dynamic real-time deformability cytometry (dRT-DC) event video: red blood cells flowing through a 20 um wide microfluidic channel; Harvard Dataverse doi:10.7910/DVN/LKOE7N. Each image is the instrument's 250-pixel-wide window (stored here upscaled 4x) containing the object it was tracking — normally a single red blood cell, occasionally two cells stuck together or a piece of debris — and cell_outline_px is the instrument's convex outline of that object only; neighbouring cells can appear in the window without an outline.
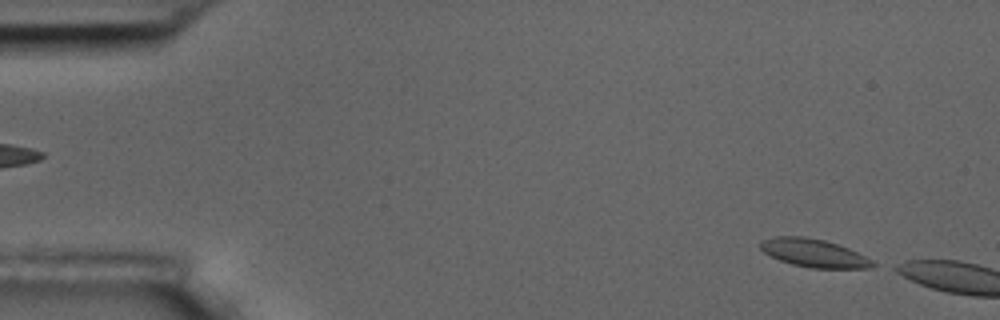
{"species": "common noctule bat (a hibernating species)", "species_latin": "Nyctalus noctula", "temperature_condition": "room temperature", "stored_images_in_passage": 6, "segment_of_instrument_passage": [2, 2], "camera_frame_rate_fps": 3000, "um_per_image_px": 0.085, "animal": {"sex": "male", "body_mass_g": 17.5, "forearm_length_mm": 52.3}, "frame": {"image": 1, "passage_image": 6, "time_ms": 5.667, "image_size_px": [1000, 320], "cell_outline_px": [[880, 264], [872, 268], [808, 268], [792, 264], [780, 260], [764, 252], [760, 248], [760, 240], [772, 236], [804, 236], [824, 240], [848, 248]], "centroid_in_image_um": [69.18, 21.51], "position_along_channel_um": 15.8, "area_um2": 18.5}}